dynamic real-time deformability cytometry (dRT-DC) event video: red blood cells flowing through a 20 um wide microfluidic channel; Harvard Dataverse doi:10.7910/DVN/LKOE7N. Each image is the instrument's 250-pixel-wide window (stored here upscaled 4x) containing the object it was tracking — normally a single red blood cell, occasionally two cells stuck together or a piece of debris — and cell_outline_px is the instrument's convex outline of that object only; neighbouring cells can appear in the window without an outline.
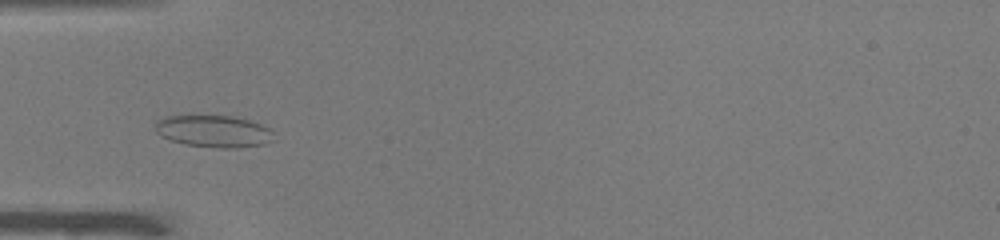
{"species": "common noctule bat (a hibernating species)", "species_latin": "Nyctalus noctula", "temperature_condition": "warm", "stored_images_in_passage": 44, "camera_frame_rate_fps": 3000, "um_per_image_px": 0.085, "animal": {"sex": "male", "body_mass_g": 19.0, "forearm_length_mm": 50.8}, "frame": {"image": 1, "passage_image": 10, "time_ms": 3.0, "image_size_px": [1000, 240], "cell_outline_px": [[276, 140], [264, 144], [236, 148], [220, 148], [184, 144], [160, 136], [156, 132], [156, 120], [164, 116], [232, 116], [248, 120], [260, 124], [268, 128], [272, 132]], "centroid_in_image_um": [18.17, 11.16], "position_along_channel_um": 66.8, "area_um2": 22.08}}
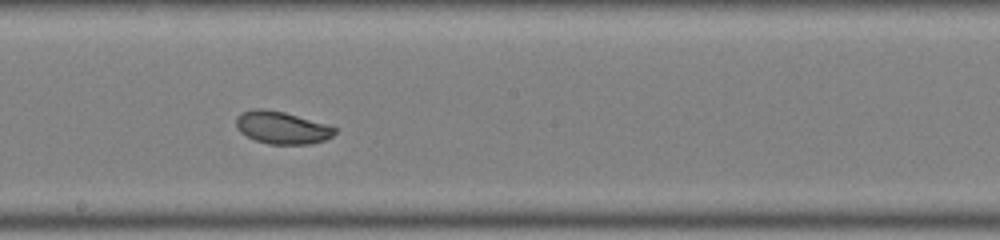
{"frame": {"image": 2, "passage_image": 22, "time_ms": 7.0, "image_size_px": [1000, 240], "cell_outline_px": [[336, 132], [332, 136], [324, 140], [312, 144], [268, 144], [256, 140], [240, 132], [236, 128], [236, 116], [252, 108], [264, 108], [284, 112], [324, 124], [336, 128]], "centroid_in_image_um": [23.93, 10.85], "position_along_channel_um": 224.3, "area_um2": 18.5}}
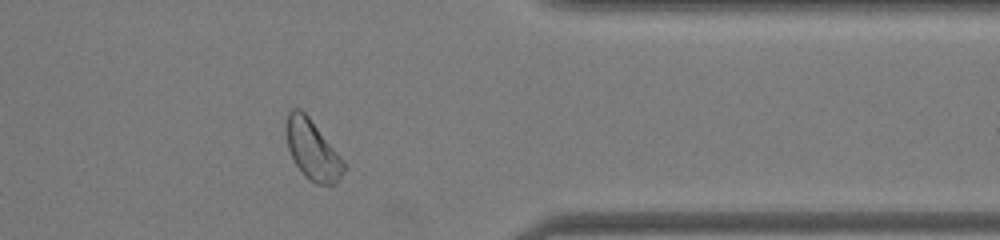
{"frame": {"image": 3, "passage_image": 35, "time_ms": 11.333, "image_size_px": [1000, 240], "cell_outline_px": [[348, 168], [336, 184], [316, 184], [308, 180], [300, 172], [288, 148], [284, 128], [288, 112], [292, 108], [300, 108], [308, 116], [340, 156]], "centroid_in_image_um": [26.55, 12.75], "position_along_channel_um": 384.9, "area_um2": 20.23}, "authors_computed_cell_mechanics": {"area_um2": 20.1144, "velocity_mm_per_s": 3.9621, "shape_relaxation_time_tau1_ms": 4.253, "shape_relaxation_time_tau2_ms": null, "deformation_change_tau1": 0.1159, "deformation_change_tau2": null}}